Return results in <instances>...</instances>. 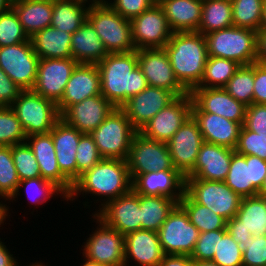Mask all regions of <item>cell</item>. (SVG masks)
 <instances>
[{
  "label": "cell",
  "mask_w": 266,
  "mask_h": 266,
  "mask_svg": "<svg viewBox=\"0 0 266 266\" xmlns=\"http://www.w3.org/2000/svg\"><path fill=\"white\" fill-rule=\"evenodd\" d=\"M97 67L101 76V95L116 108L148 86L138 66L137 50L107 54Z\"/></svg>",
  "instance_id": "obj_1"
},
{
  "label": "cell",
  "mask_w": 266,
  "mask_h": 266,
  "mask_svg": "<svg viewBox=\"0 0 266 266\" xmlns=\"http://www.w3.org/2000/svg\"><path fill=\"white\" fill-rule=\"evenodd\" d=\"M131 189L132 180L127 161L103 158L90 170L80 175L73 183L72 190L67 195L66 202L68 200H77V197L81 194L85 197L86 194H90L91 197H98L95 201H97L96 203L100 202L98 204L99 207H97L99 211L101 206L103 207L109 201L128 193Z\"/></svg>",
  "instance_id": "obj_2"
},
{
  "label": "cell",
  "mask_w": 266,
  "mask_h": 266,
  "mask_svg": "<svg viewBox=\"0 0 266 266\" xmlns=\"http://www.w3.org/2000/svg\"><path fill=\"white\" fill-rule=\"evenodd\" d=\"M164 49L175 78L190 93L204 74L208 58L205 36L199 32H175Z\"/></svg>",
  "instance_id": "obj_3"
},
{
  "label": "cell",
  "mask_w": 266,
  "mask_h": 266,
  "mask_svg": "<svg viewBox=\"0 0 266 266\" xmlns=\"http://www.w3.org/2000/svg\"><path fill=\"white\" fill-rule=\"evenodd\" d=\"M204 36L208 56L230 59L241 66L257 62V32L254 30L231 26Z\"/></svg>",
  "instance_id": "obj_4"
},
{
  "label": "cell",
  "mask_w": 266,
  "mask_h": 266,
  "mask_svg": "<svg viewBox=\"0 0 266 266\" xmlns=\"http://www.w3.org/2000/svg\"><path fill=\"white\" fill-rule=\"evenodd\" d=\"M87 21L101 38L108 54L135 51L130 20L108 4L89 6Z\"/></svg>",
  "instance_id": "obj_5"
},
{
  "label": "cell",
  "mask_w": 266,
  "mask_h": 266,
  "mask_svg": "<svg viewBox=\"0 0 266 266\" xmlns=\"http://www.w3.org/2000/svg\"><path fill=\"white\" fill-rule=\"evenodd\" d=\"M10 108L18 117L26 136L49 133L61 118L57 104L33 90H22Z\"/></svg>",
  "instance_id": "obj_6"
},
{
  "label": "cell",
  "mask_w": 266,
  "mask_h": 266,
  "mask_svg": "<svg viewBox=\"0 0 266 266\" xmlns=\"http://www.w3.org/2000/svg\"><path fill=\"white\" fill-rule=\"evenodd\" d=\"M138 131L120 108H115L90 134L103 158L126 160Z\"/></svg>",
  "instance_id": "obj_7"
},
{
  "label": "cell",
  "mask_w": 266,
  "mask_h": 266,
  "mask_svg": "<svg viewBox=\"0 0 266 266\" xmlns=\"http://www.w3.org/2000/svg\"><path fill=\"white\" fill-rule=\"evenodd\" d=\"M185 192L226 221L237 214L242 200L224 181L185 178Z\"/></svg>",
  "instance_id": "obj_8"
},
{
  "label": "cell",
  "mask_w": 266,
  "mask_h": 266,
  "mask_svg": "<svg viewBox=\"0 0 266 266\" xmlns=\"http://www.w3.org/2000/svg\"><path fill=\"white\" fill-rule=\"evenodd\" d=\"M92 219L96 220L98 226L83 243L82 257L106 266H124V236L108 227L95 214Z\"/></svg>",
  "instance_id": "obj_9"
},
{
  "label": "cell",
  "mask_w": 266,
  "mask_h": 266,
  "mask_svg": "<svg viewBox=\"0 0 266 266\" xmlns=\"http://www.w3.org/2000/svg\"><path fill=\"white\" fill-rule=\"evenodd\" d=\"M126 161L132 181L145 172L176 170L167 143L148 139L139 132L132 139Z\"/></svg>",
  "instance_id": "obj_10"
},
{
  "label": "cell",
  "mask_w": 266,
  "mask_h": 266,
  "mask_svg": "<svg viewBox=\"0 0 266 266\" xmlns=\"http://www.w3.org/2000/svg\"><path fill=\"white\" fill-rule=\"evenodd\" d=\"M164 254L189 255L194 251L200 231L189 221L178 204L157 231Z\"/></svg>",
  "instance_id": "obj_11"
},
{
  "label": "cell",
  "mask_w": 266,
  "mask_h": 266,
  "mask_svg": "<svg viewBox=\"0 0 266 266\" xmlns=\"http://www.w3.org/2000/svg\"><path fill=\"white\" fill-rule=\"evenodd\" d=\"M39 59L31 40L0 47V68L21 90L34 87Z\"/></svg>",
  "instance_id": "obj_12"
},
{
  "label": "cell",
  "mask_w": 266,
  "mask_h": 266,
  "mask_svg": "<svg viewBox=\"0 0 266 266\" xmlns=\"http://www.w3.org/2000/svg\"><path fill=\"white\" fill-rule=\"evenodd\" d=\"M130 23L136 50L164 48L173 33L159 3L152 4Z\"/></svg>",
  "instance_id": "obj_13"
},
{
  "label": "cell",
  "mask_w": 266,
  "mask_h": 266,
  "mask_svg": "<svg viewBox=\"0 0 266 266\" xmlns=\"http://www.w3.org/2000/svg\"><path fill=\"white\" fill-rule=\"evenodd\" d=\"M192 104L190 93L176 97L138 132L148 139L167 143L191 117Z\"/></svg>",
  "instance_id": "obj_14"
},
{
  "label": "cell",
  "mask_w": 266,
  "mask_h": 266,
  "mask_svg": "<svg viewBox=\"0 0 266 266\" xmlns=\"http://www.w3.org/2000/svg\"><path fill=\"white\" fill-rule=\"evenodd\" d=\"M266 176V161L234 153L225 183L241 198L256 196Z\"/></svg>",
  "instance_id": "obj_15"
},
{
  "label": "cell",
  "mask_w": 266,
  "mask_h": 266,
  "mask_svg": "<svg viewBox=\"0 0 266 266\" xmlns=\"http://www.w3.org/2000/svg\"><path fill=\"white\" fill-rule=\"evenodd\" d=\"M73 58L39 59L37 77L32 90L56 104L64 95V89L75 67Z\"/></svg>",
  "instance_id": "obj_16"
},
{
  "label": "cell",
  "mask_w": 266,
  "mask_h": 266,
  "mask_svg": "<svg viewBox=\"0 0 266 266\" xmlns=\"http://www.w3.org/2000/svg\"><path fill=\"white\" fill-rule=\"evenodd\" d=\"M94 214L123 236L141 230L140 194L131 189L128 193L109 201Z\"/></svg>",
  "instance_id": "obj_17"
},
{
  "label": "cell",
  "mask_w": 266,
  "mask_h": 266,
  "mask_svg": "<svg viewBox=\"0 0 266 266\" xmlns=\"http://www.w3.org/2000/svg\"><path fill=\"white\" fill-rule=\"evenodd\" d=\"M138 66L144 74L148 86L171 91L176 97L188 92L175 78L168 55L164 48L137 50Z\"/></svg>",
  "instance_id": "obj_18"
},
{
  "label": "cell",
  "mask_w": 266,
  "mask_h": 266,
  "mask_svg": "<svg viewBox=\"0 0 266 266\" xmlns=\"http://www.w3.org/2000/svg\"><path fill=\"white\" fill-rule=\"evenodd\" d=\"M191 112L212 113L244 125L247 106L224 88H194Z\"/></svg>",
  "instance_id": "obj_19"
},
{
  "label": "cell",
  "mask_w": 266,
  "mask_h": 266,
  "mask_svg": "<svg viewBox=\"0 0 266 266\" xmlns=\"http://www.w3.org/2000/svg\"><path fill=\"white\" fill-rule=\"evenodd\" d=\"M203 142L202 133L192 116L167 142L172 165L184 177L194 168Z\"/></svg>",
  "instance_id": "obj_20"
},
{
  "label": "cell",
  "mask_w": 266,
  "mask_h": 266,
  "mask_svg": "<svg viewBox=\"0 0 266 266\" xmlns=\"http://www.w3.org/2000/svg\"><path fill=\"white\" fill-rule=\"evenodd\" d=\"M175 98L176 96L167 89L147 86L127 100L120 109L130 120L131 125L139 131Z\"/></svg>",
  "instance_id": "obj_21"
},
{
  "label": "cell",
  "mask_w": 266,
  "mask_h": 266,
  "mask_svg": "<svg viewBox=\"0 0 266 266\" xmlns=\"http://www.w3.org/2000/svg\"><path fill=\"white\" fill-rule=\"evenodd\" d=\"M101 94V76L96 64H78L57 103L60 116L71 106Z\"/></svg>",
  "instance_id": "obj_22"
},
{
  "label": "cell",
  "mask_w": 266,
  "mask_h": 266,
  "mask_svg": "<svg viewBox=\"0 0 266 266\" xmlns=\"http://www.w3.org/2000/svg\"><path fill=\"white\" fill-rule=\"evenodd\" d=\"M115 108L103 95H95L71 105L61 119L82 134H91Z\"/></svg>",
  "instance_id": "obj_23"
},
{
  "label": "cell",
  "mask_w": 266,
  "mask_h": 266,
  "mask_svg": "<svg viewBox=\"0 0 266 266\" xmlns=\"http://www.w3.org/2000/svg\"><path fill=\"white\" fill-rule=\"evenodd\" d=\"M235 150L203 142L194 168L185 178H197L210 181H225Z\"/></svg>",
  "instance_id": "obj_24"
},
{
  "label": "cell",
  "mask_w": 266,
  "mask_h": 266,
  "mask_svg": "<svg viewBox=\"0 0 266 266\" xmlns=\"http://www.w3.org/2000/svg\"><path fill=\"white\" fill-rule=\"evenodd\" d=\"M132 189L141 195L166 196L179 203L185 193V177L178 170H158L139 174Z\"/></svg>",
  "instance_id": "obj_25"
},
{
  "label": "cell",
  "mask_w": 266,
  "mask_h": 266,
  "mask_svg": "<svg viewBox=\"0 0 266 266\" xmlns=\"http://www.w3.org/2000/svg\"><path fill=\"white\" fill-rule=\"evenodd\" d=\"M164 255L157 232L137 230L124 236V266H158Z\"/></svg>",
  "instance_id": "obj_26"
},
{
  "label": "cell",
  "mask_w": 266,
  "mask_h": 266,
  "mask_svg": "<svg viewBox=\"0 0 266 266\" xmlns=\"http://www.w3.org/2000/svg\"><path fill=\"white\" fill-rule=\"evenodd\" d=\"M34 153L41 177L58 185L67 195L73 184L61 173L57 162L54 143L49 133L32 134L25 141Z\"/></svg>",
  "instance_id": "obj_27"
},
{
  "label": "cell",
  "mask_w": 266,
  "mask_h": 266,
  "mask_svg": "<svg viewBox=\"0 0 266 266\" xmlns=\"http://www.w3.org/2000/svg\"><path fill=\"white\" fill-rule=\"evenodd\" d=\"M82 135L61 118L51 130L59 169L72 184L77 180L76 149Z\"/></svg>",
  "instance_id": "obj_28"
},
{
  "label": "cell",
  "mask_w": 266,
  "mask_h": 266,
  "mask_svg": "<svg viewBox=\"0 0 266 266\" xmlns=\"http://www.w3.org/2000/svg\"><path fill=\"white\" fill-rule=\"evenodd\" d=\"M191 116L197 122L205 142L235 150L242 124L212 113L191 112Z\"/></svg>",
  "instance_id": "obj_29"
},
{
  "label": "cell",
  "mask_w": 266,
  "mask_h": 266,
  "mask_svg": "<svg viewBox=\"0 0 266 266\" xmlns=\"http://www.w3.org/2000/svg\"><path fill=\"white\" fill-rule=\"evenodd\" d=\"M168 25L175 32H197L203 0H160Z\"/></svg>",
  "instance_id": "obj_30"
},
{
  "label": "cell",
  "mask_w": 266,
  "mask_h": 266,
  "mask_svg": "<svg viewBox=\"0 0 266 266\" xmlns=\"http://www.w3.org/2000/svg\"><path fill=\"white\" fill-rule=\"evenodd\" d=\"M72 58L79 64H98L107 54L94 27L86 20L71 36Z\"/></svg>",
  "instance_id": "obj_31"
},
{
  "label": "cell",
  "mask_w": 266,
  "mask_h": 266,
  "mask_svg": "<svg viewBox=\"0 0 266 266\" xmlns=\"http://www.w3.org/2000/svg\"><path fill=\"white\" fill-rule=\"evenodd\" d=\"M24 32L31 38L51 25L53 0H29L12 5Z\"/></svg>",
  "instance_id": "obj_32"
},
{
  "label": "cell",
  "mask_w": 266,
  "mask_h": 266,
  "mask_svg": "<svg viewBox=\"0 0 266 266\" xmlns=\"http://www.w3.org/2000/svg\"><path fill=\"white\" fill-rule=\"evenodd\" d=\"M71 36L70 33L49 26L36 32L30 40L40 59L72 58Z\"/></svg>",
  "instance_id": "obj_33"
},
{
  "label": "cell",
  "mask_w": 266,
  "mask_h": 266,
  "mask_svg": "<svg viewBox=\"0 0 266 266\" xmlns=\"http://www.w3.org/2000/svg\"><path fill=\"white\" fill-rule=\"evenodd\" d=\"M178 204L166 196L140 194L141 230L157 232Z\"/></svg>",
  "instance_id": "obj_34"
},
{
  "label": "cell",
  "mask_w": 266,
  "mask_h": 266,
  "mask_svg": "<svg viewBox=\"0 0 266 266\" xmlns=\"http://www.w3.org/2000/svg\"><path fill=\"white\" fill-rule=\"evenodd\" d=\"M89 6L75 0H53L51 27L73 34L87 20Z\"/></svg>",
  "instance_id": "obj_35"
},
{
  "label": "cell",
  "mask_w": 266,
  "mask_h": 266,
  "mask_svg": "<svg viewBox=\"0 0 266 266\" xmlns=\"http://www.w3.org/2000/svg\"><path fill=\"white\" fill-rule=\"evenodd\" d=\"M235 216L238 218V227H244L253 236L266 235L265 197L256 195L242 198Z\"/></svg>",
  "instance_id": "obj_36"
},
{
  "label": "cell",
  "mask_w": 266,
  "mask_h": 266,
  "mask_svg": "<svg viewBox=\"0 0 266 266\" xmlns=\"http://www.w3.org/2000/svg\"><path fill=\"white\" fill-rule=\"evenodd\" d=\"M233 26L231 0H206L197 32L203 35Z\"/></svg>",
  "instance_id": "obj_37"
},
{
  "label": "cell",
  "mask_w": 266,
  "mask_h": 266,
  "mask_svg": "<svg viewBox=\"0 0 266 266\" xmlns=\"http://www.w3.org/2000/svg\"><path fill=\"white\" fill-rule=\"evenodd\" d=\"M179 205L185 210L189 221L200 231L209 232L212 230L226 229V220L215 214L199 203H196L186 192L179 201Z\"/></svg>",
  "instance_id": "obj_38"
},
{
  "label": "cell",
  "mask_w": 266,
  "mask_h": 266,
  "mask_svg": "<svg viewBox=\"0 0 266 266\" xmlns=\"http://www.w3.org/2000/svg\"><path fill=\"white\" fill-rule=\"evenodd\" d=\"M23 189L25 190V194H27L26 196H28L27 200L33 203L35 205L34 207L38 205L36 208H38L39 205H43L44 202L46 203L48 199L50 200L58 195L60 197L62 196L61 198H63V201L67 200V194L54 182L42 177H36L21 180L15 195L8 202H13L15 198H18L17 196H20Z\"/></svg>",
  "instance_id": "obj_39"
},
{
  "label": "cell",
  "mask_w": 266,
  "mask_h": 266,
  "mask_svg": "<svg viewBox=\"0 0 266 266\" xmlns=\"http://www.w3.org/2000/svg\"><path fill=\"white\" fill-rule=\"evenodd\" d=\"M240 66L230 59L208 56L203 77L196 88H224Z\"/></svg>",
  "instance_id": "obj_40"
},
{
  "label": "cell",
  "mask_w": 266,
  "mask_h": 266,
  "mask_svg": "<svg viewBox=\"0 0 266 266\" xmlns=\"http://www.w3.org/2000/svg\"><path fill=\"white\" fill-rule=\"evenodd\" d=\"M233 26L258 31L263 18L264 0H231Z\"/></svg>",
  "instance_id": "obj_41"
},
{
  "label": "cell",
  "mask_w": 266,
  "mask_h": 266,
  "mask_svg": "<svg viewBox=\"0 0 266 266\" xmlns=\"http://www.w3.org/2000/svg\"><path fill=\"white\" fill-rule=\"evenodd\" d=\"M253 88L254 63L240 66L224 87L233 98L244 103L246 106L253 104Z\"/></svg>",
  "instance_id": "obj_42"
},
{
  "label": "cell",
  "mask_w": 266,
  "mask_h": 266,
  "mask_svg": "<svg viewBox=\"0 0 266 266\" xmlns=\"http://www.w3.org/2000/svg\"><path fill=\"white\" fill-rule=\"evenodd\" d=\"M20 179L14 165L11 146H0V199L10 200L16 193Z\"/></svg>",
  "instance_id": "obj_43"
},
{
  "label": "cell",
  "mask_w": 266,
  "mask_h": 266,
  "mask_svg": "<svg viewBox=\"0 0 266 266\" xmlns=\"http://www.w3.org/2000/svg\"><path fill=\"white\" fill-rule=\"evenodd\" d=\"M18 117L10 107H0V146H13L26 141Z\"/></svg>",
  "instance_id": "obj_44"
},
{
  "label": "cell",
  "mask_w": 266,
  "mask_h": 266,
  "mask_svg": "<svg viewBox=\"0 0 266 266\" xmlns=\"http://www.w3.org/2000/svg\"><path fill=\"white\" fill-rule=\"evenodd\" d=\"M15 10L11 7L0 14V47L29 41Z\"/></svg>",
  "instance_id": "obj_45"
},
{
  "label": "cell",
  "mask_w": 266,
  "mask_h": 266,
  "mask_svg": "<svg viewBox=\"0 0 266 266\" xmlns=\"http://www.w3.org/2000/svg\"><path fill=\"white\" fill-rule=\"evenodd\" d=\"M11 150L20 181L41 177L36 157L26 142L11 146Z\"/></svg>",
  "instance_id": "obj_46"
},
{
  "label": "cell",
  "mask_w": 266,
  "mask_h": 266,
  "mask_svg": "<svg viewBox=\"0 0 266 266\" xmlns=\"http://www.w3.org/2000/svg\"><path fill=\"white\" fill-rule=\"evenodd\" d=\"M212 261L219 266H243L242 251L226 229H219V245Z\"/></svg>",
  "instance_id": "obj_47"
},
{
  "label": "cell",
  "mask_w": 266,
  "mask_h": 266,
  "mask_svg": "<svg viewBox=\"0 0 266 266\" xmlns=\"http://www.w3.org/2000/svg\"><path fill=\"white\" fill-rule=\"evenodd\" d=\"M76 151L77 179L103 159L90 134L81 136Z\"/></svg>",
  "instance_id": "obj_48"
},
{
  "label": "cell",
  "mask_w": 266,
  "mask_h": 266,
  "mask_svg": "<svg viewBox=\"0 0 266 266\" xmlns=\"http://www.w3.org/2000/svg\"><path fill=\"white\" fill-rule=\"evenodd\" d=\"M235 152L240 155H252L266 161V137L241 128Z\"/></svg>",
  "instance_id": "obj_49"
},
{
  "label": "cell",
  "mask_w": 266,
  "mask_h": 266,
  "mask_svg": "<svg viewBox=\"0 0 266 266\" xmlns=\"http://www.w3.org/2000/svg\"><path fill=\"white\" fill-rule=\"evenodd\" d=\"M245 246L243 266H266V235L251 236Z\"/></svg>",
  "instance_id": "obj_50"
},
{
  "label": "cell",
  "mask_w": 266,
  "mask_h": 266,
  "mask_svg": "<svg viewBox=\"0 0 266 266\" xmlns=\"http://www.w3.org/2000/svg\"><path fill=\"white\" fill-rule=\"evenodd\" d=\"M219 245V229L200 233L191 259L193 261H212Z\"/></svg>",
  "instance_id": "obj_51"
},
{
  "label": "cell",
  "mask_w": 266,
  "mask_h": 266,
  "mask_svg": "<svg viewBox=\"0 0 266 266\" xmlns=\"http://www.w3.org/2000/svg\"><path fill=\"white\" fill-rule=\"evenodd\" d=\"M107 4L122 17L131 20L154 3L151 0H108Z\"/></svg>",
  "instance_id": "obj_52"
},
{
  "label": "cell",
  "mask_w": 266,
  "mask_h": 266,
  "mask_svg": "<svg viewBox=\"0 0 266 266\" xmlns=\"http://www.w3.org/2000/svg\"><path fill=\"white\" fill-rule=\"evenodd\" d=\"M244 126L266 137V105L253 103L247 106Z\"/></svg>",
  "instance_id": "obj_53"
},
{
  "label": "cell",
  "mask_w": 266,
  "mask_h": 266,
  "mask_svg": "<svg viewBox=\"0 0 266 266\" xmlns=\"http://www.w3.org/2000/svg\"><path fill=\"white\" fill-rule=\"evenodd\" d=\"M21 91V88L0 68V107H10Z\"/></svg>",
  "instance_id": "obj_54"
},
{
  "label": "cell",
  "mask_w": 266,
  "mask_h": 266,
  "mask_svg": "<svg viewBox=\"0 0 266 266\" xmlns=\"http://www.w3.org/2000/svg\"><path fill=\"white\" fill-rule=\"evenodd\" d=\"M253 103L266 105V64L254 63Z\"/></svg>",
  "instance_id": "obj_55"
},
{
  "label": "cell",
  "mask_w": 266,
  "mask_h": 266,
  "mask_svg": "<svg viewBox=\"0 0 266 266\" xmlns=\"http://www.w3.org/2000/svg\"><path fill=\"white\" fill-rule=\"evenodd\" d=\"M226 230L231 235L232 239L238 243L240 250L244 252L246 250L245 243L253 234L244 227H238V218L236 216L226 222Z\"/></svg>",
  "instance_id": "obj_56"
},
{
  "label": "cell",
  "mask_w": 266,
  "mask_h": 266,
  "mask_svg": "<svg viewBox=\"0 0 266 266\" xmlns=\"http://www.w3.org/2000/svg\"><path fill=\"white\" fill-rule=\"evenodd\" d=\"M158 266H194L189 255L165 254Z\"/></svg>",
  "instance_id": "obj_57"
},
{
  "label": "cell",
  "mask_w": 266,
  "mask_h": 266,
  "mask_svg": "<svg viewBox=\"0 0 266 266\" xmlns=\"http://www.w3.org/2000/svg\"><path fill=\"white\" fill-rule=\"evenodd\" d=\"M257 62L266 64V29L257 31Z\"/></svg>",
  "instance_id": "obj_58"
},
{
  "label": "cell",
  "mask_w": 266,
  "mask_h": 266,
  "mask_svg": "<svg viewBox=\"0 0 266 266\" xmlns=\"http://www.w3.org/2000/svg\"><path fill=\"white\" fill-rule=\"evenodd\" d=\"M17 257L13 256L5 243L0 238V266H16L19 264Z\"/></svg>",
  "instance_id": "obj_59"
},
{
  "label": "cell",
  "mask_w": 266,
  "mask_h": 266,
  "mask_svg": "<svg viewBox=\"0 0 266 266\" xmlns=\"http://www.w3.org/2000/svg\"><path fill=\"white\" fill-rule=\"evenodd\" d=\"M9 208L8 205H6L5 203H3V201L1 200L0 202V227L1 225H4V221H6L7 217L10 216L11 214L9 213Z\"/></svg>",
  "instance_id": "obj_60"
},
{
  "label": "cell",
  "mask_w": 266,
  "mask_h": 266,
  "mask_svg": "<svg viewBox=\"0 0 266 266\" xmlns=\"http://www.w3.org/2000/svg\"><path fill=\"white\" fill-rule=\"evenodd\" d=\"M75 1L86 4L87 6H96L108 3V0H75Z\"/></svg>",
  "instance_id": "obj_61"
},
{
  "label": "cell",
  "mask_w": 266,
  "mask_h": 266,
  "mask_svg": "<svg viewBox=\"0 0 266 266\" xmlns=\"http://www.w3.org/2000/svg\"><path fill=\"white\" fill-rule=\"evenodd\" d=\"M11 7L10 0H0V14L8 11Z\"/></svg>",
  "instance_id": "obj_62"
},
{
  "label": "cell",
  "mask_w": 266,
  "mask_h": 266,
  "mask_svg": "<svg viewBox=\"0 0 266 266\" xmlns=\"http://www.w3.org/2000/svg\"><path fill=\"white\" fill-rule=\"evenodd\" d=\"M194 266H219L217 263L213 261H194Z\"/></svg>",
  "instance_id": "obj_63"
},
{
  "label": "cell",
  "mask_w": 266,
  "mask_h": 266,
  "mask_svg": "<svg viewBox=\"0 0 266 266\" xmlns=\"http://www.w3.org/2000/svg\"><path fill=\"white\" fill-rule=\"evenodd\" d=\"M81 266H106V265H103L102 263L91 261V260L87 259L86 257H84L83 264Z\"/></svg>",
  "instance_id": "obj_64"
},
{
  "label": "cell",
  "mask_w": 266,
  "mask_h": 266,
  "mask_svg": "<svg viewBox=\"0 0 266 266\" xmlns=\"http://www.w3.org/2000/svg\"><path fill=\"white\" fill-rule=\"evenodd\" d=\"M257 195L266 198V176H265V180L262 183V186L257 192Z\"/></svg>",
  "instance_id": "obj_65"
},
{
  "label": "cell",
  "mask_w": 266,
  "mask_h": 266,
  "mask_svg": "<svg viewBox=\"0 0 266 266\" xmlns=\"http://www.w3.org/2000/svg\"><path fill=\"white\" fill-rule=\"evenodd\" d=\"M260 29H266V0H264L263 18Z\"/></svg>",
  "instance_id": "obj_66"
},
{
  "label": "cell",
  "mask_w": 266,
  "mask_h": 266,
  "mask_svg": "<svg viewBox=\"0 0 266 266\" xmlns=\"http://www.w3.org/2000/svg\"><path fill=\"white\" fill-rule=\"evenodd\" d=\"M16 266H19L18 264L16 265ZM28 266V265H27ZM29 266H48V265H45V263L43 264V262H32V263H30V265Z\"/></svg>",
  "instance_id": "obj_67"
},
{
  "label": "cell",
  "mask_w": 266,
  "mask_h": 266,
  "mask_svg": "<svg viewBox=\"0 0 266 266\" xmlns=\"http://www.w3.org/2000/svg\"><path fill=\"white\" fill-rule=\"evenodd\" d=\"M23 1H29V0H10V3L13 5L19 2H23Z\"/></svg>",
  "instance_id": "obj_68"
},
{
  "label": "cell",
  "mask_w": 266,
  "mask_h": 266,
  "mask_svg": "<svg viewBox=\"0 0 266 266\" xmlns=\"http://www.w3.org/2000/svg\"><path fill=\"white\" fill-rule=\"evenodd\" d=\"M153 3H159L160 0H151Z\"/></svg>",
  "instance_id": "obj_69"
}]
</instances>
